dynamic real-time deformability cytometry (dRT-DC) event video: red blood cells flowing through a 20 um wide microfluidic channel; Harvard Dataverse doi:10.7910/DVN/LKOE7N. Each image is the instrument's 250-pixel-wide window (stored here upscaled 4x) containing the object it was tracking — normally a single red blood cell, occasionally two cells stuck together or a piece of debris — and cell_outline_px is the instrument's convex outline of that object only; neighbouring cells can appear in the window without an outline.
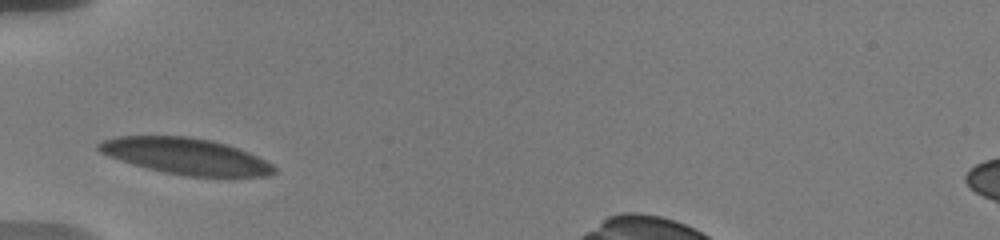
{"species": "human", "species_latin": "Homo sapiens", "temperature_condition": "warm", "stored_images_in_passage": 9, "camera_frame_rate_fps": 3000, "um_per_image_px": 0.085, "donor": {"sex": "male"}, "frame": {"image": 1, "passage_image": 1, "time_ms": 0.0, "image_size_px": [1000, 240], "cell_outline_px": [[276, 172], [268, 176], [188, 176], [164, 172], [132, 164], [108, 156], [100, 152], [96, 148], [96, 144], [104, 140], [116, 136], [188, 136], [212, 140], [248, 152], [272, 164], [276, 168]], "centroid_in_image_um": [15.76, 13.27], "position_along_channel_um": 69.2, "area_um2": 36.76}}
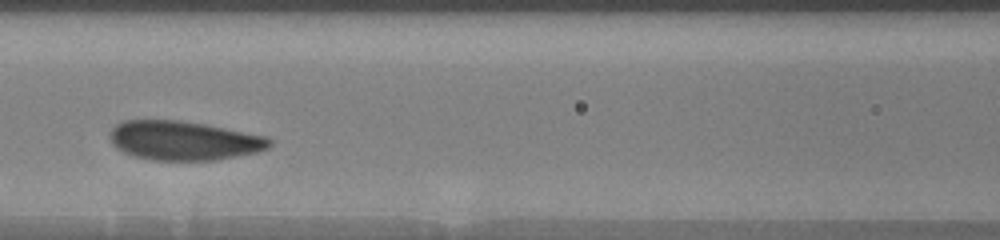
{"frame": {"image": 2, "passage_image": 3, "time_ms": 2.333, "image_size_px": [1000, 240], "cell_outline_px": [[272, 144], [268, 148], [256, 152], [216, 160], [156, 160], [132, 156], [116, 148], [112, 144], [108, 136], [112, 128], [116, 124], [124, 120], [180, 120], [204, 124], [268, 136], [272, 140]], "centroid_in_image_um": [15.6, 11.94], "position_along_channel_um": 151.0, "area_um2": 36.59}}
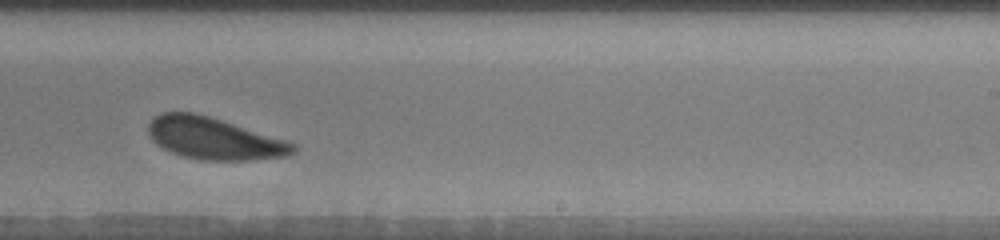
{"frame": {"image": 3, "passage_image": 8, "time_ms": 5.667, "image_size_px": [1000, 240], "cell_outline_px": [[296, 152], [288, 156], [248, 160], [200, 160], [180, 156], [156, 144], [152, 140], [148, 132], [148, 124], [160, 112], [196, 112], [292, 140], [296, 144]], "centroid_in_image_um": [18.27, 11.76], "position_along_channel_um": 270.7, "area_um2": 36.07}}